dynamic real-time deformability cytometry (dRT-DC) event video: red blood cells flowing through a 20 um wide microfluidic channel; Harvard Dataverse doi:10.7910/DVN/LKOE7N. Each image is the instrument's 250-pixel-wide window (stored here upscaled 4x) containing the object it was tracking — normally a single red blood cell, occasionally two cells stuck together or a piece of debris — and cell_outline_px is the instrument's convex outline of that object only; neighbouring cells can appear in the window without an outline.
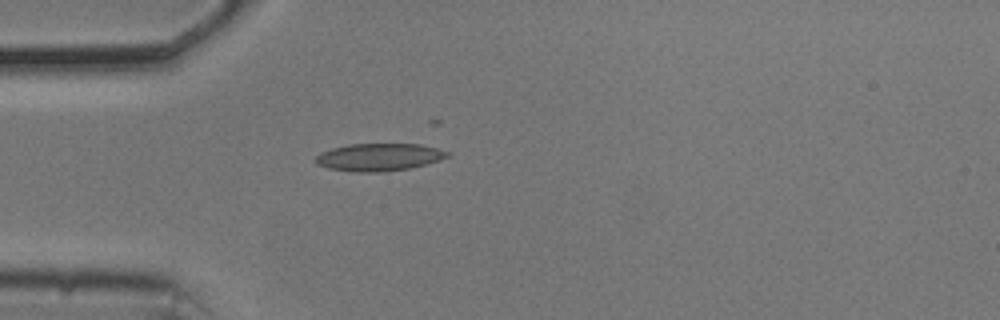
{"species": "common noctule bat (a hibernating species)", "species_latin": "Nyctalus noctula", "temperature_condition": "cold", "stored_images_in_passage": 20, "camera_frame_rate_fps": 3000, "um_per_image_px": 0.085, "animal": {"sex": "male", "body_mass_g": 20.5, "forearm_length_mm": 52.5}, "frame": {"image": 1, "passage_image": 1, "time_ms": 0.0, "image_size_px": [1000, 320], "cell_outline_px": [[452, 156], [440, 160], [408, 168], [380, 172], [356, 172], [328, 168], [316, 164], [316, 156], [320, 152], [332, 148], [348, 144], [420, 144], [452, 152]], "centroid_in_image_um": [32.23, 13.35], "position_along_channel_um": 52.8, "area_um2": 21.15}}
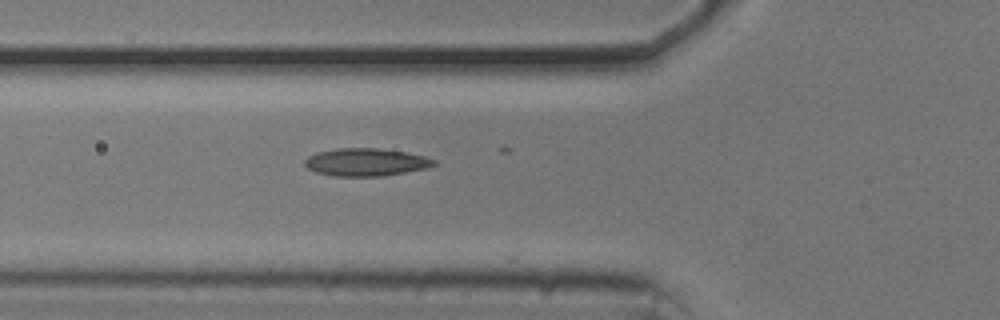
{"frame": {"image": 2, "passage_image": 5, "time_ms": 1.333, "image_size_px": [1000, 320], "cell_outline_px": [[436, 164], [428, 168], [380, 176], [332, 176], [316, 172], [308, 168], [304, 164], [304, 160], [308, 156], [316, 152], [336, 148], [376, 148], [408, 152], [424, 156], [436, 160]], "centroid_in_image_um": [31.09, 13.77], "position_along_channel_um": 94.7, "area_um2": 20.92}}
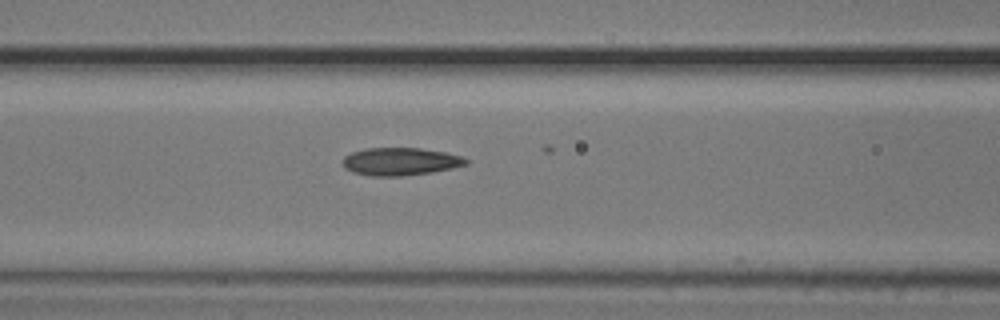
{"frame": {"image": 3, "passage_image": 8, "time_ms": 2.333, "image_size_px": [1000, 320], "cell_outline_px": [[468, 164], [452, 168], [432, 172], [400, 176], [372, 176], [352, 172], [344, 168], [344, 156], [352, 152], [364, 148], [420, 148], [444, 152], [460, 156], [468, 160]], "centroid_in_image_um": [34.01, 13.73], "position_along_channel_um": 132.6, "area_um2": 19.83}}